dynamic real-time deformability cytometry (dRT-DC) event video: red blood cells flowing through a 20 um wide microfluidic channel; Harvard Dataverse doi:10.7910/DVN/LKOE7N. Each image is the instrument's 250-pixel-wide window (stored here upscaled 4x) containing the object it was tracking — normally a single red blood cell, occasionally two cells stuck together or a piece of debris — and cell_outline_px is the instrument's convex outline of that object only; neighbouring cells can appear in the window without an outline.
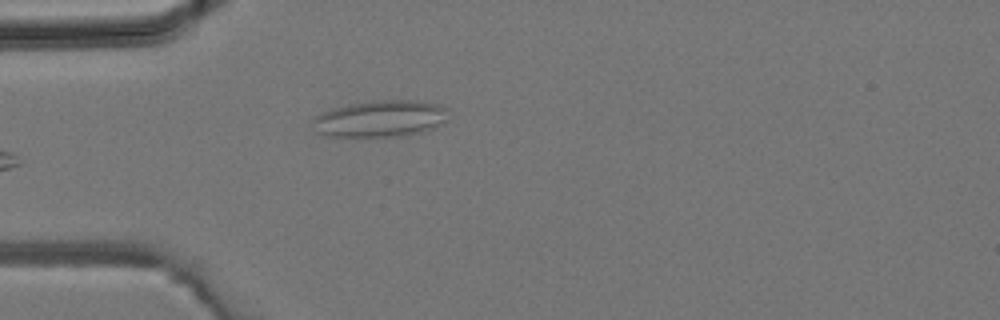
{"species": "common noctule bat (a hibernating species)", "species_latin": "Nyctalus noctula", "temperature_condition": "room temperature", "stored_images_in_passage": 3, "camera_frame_rate_fps": 3000, "um_per_image_px": 0.085, "animal": {"sex": "male", "body_mass_g": 19.2, "forearm_length_mm": 51.8}, "frame": {"image": 1, "passage_image": 3, "time_ms": 0.667, "image_size_px": [1000, 320], "cell_outline_px": [[448, 120], [424, 132], [404, 136], [328, 136], [316, 132], [312, 120], [320, 112], [332, 108], [348, 104], [384, 100], [416, 100], [440, 104], [448, 108]], "centroid_in_image_um": [32.37, 10.08], "position_along_channel_um": 52.6, "area_um2": 29.19}}